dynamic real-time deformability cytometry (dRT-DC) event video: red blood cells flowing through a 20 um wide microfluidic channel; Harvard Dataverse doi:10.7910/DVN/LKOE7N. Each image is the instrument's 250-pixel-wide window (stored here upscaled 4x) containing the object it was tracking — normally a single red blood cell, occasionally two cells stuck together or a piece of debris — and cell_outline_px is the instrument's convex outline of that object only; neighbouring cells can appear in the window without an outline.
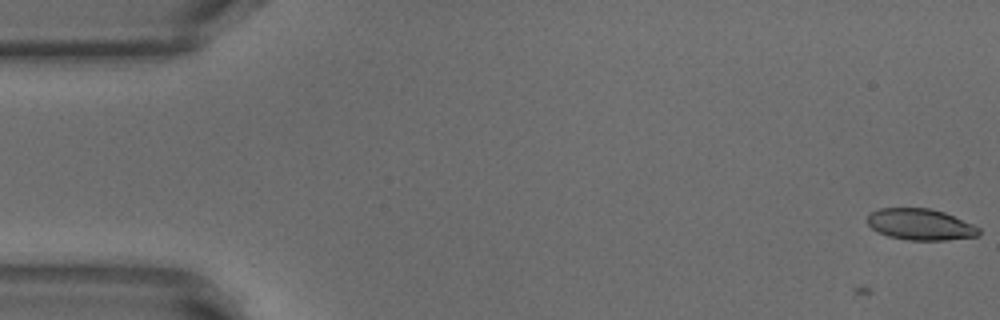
{"species": "common noctule bat (a hibernating species)", "species_latin": "Nyctalus noctula", "temperature_condition": "warm", "stored_images_in_passage": 3, "camera_frame_rate_fps": 3000, "um_per_image_px": 0.085, "animal": {"sex": "male", "body_mass_g": 18.8}, "frame": {"image": 1, "passage_image": 3, "time_ms": 0.667, "image_size_px": [1000, 320], "cell_outline_px": [[980, 236], [944, 240], [908, 240], [888, 236], [872, 228], [868, 224], [868, 216], [872, 212], [880, 208], [928, 208], [944, 212], [972, 224], [980, 228]], "centroid_in_image_um": [78.26, 19.08], "position_along_channel_um": 6.7, "area_um2": 20.17}}